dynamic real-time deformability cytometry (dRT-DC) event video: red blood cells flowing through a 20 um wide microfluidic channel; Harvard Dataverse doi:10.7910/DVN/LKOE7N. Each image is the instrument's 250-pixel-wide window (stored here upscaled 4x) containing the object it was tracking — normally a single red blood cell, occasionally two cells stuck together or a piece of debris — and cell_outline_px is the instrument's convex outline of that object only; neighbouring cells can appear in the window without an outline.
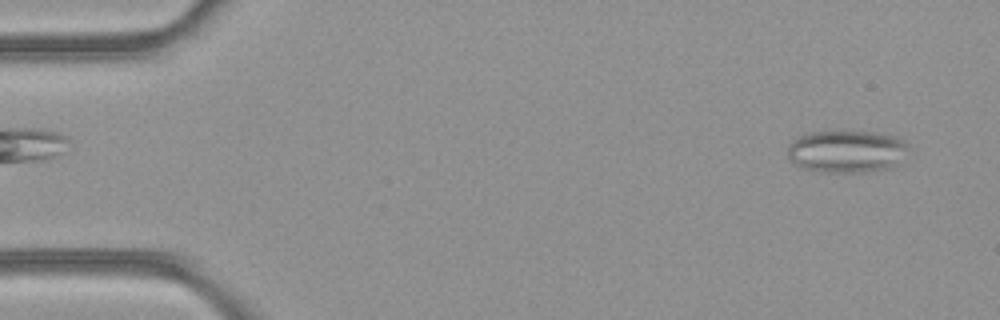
{"species": "common noctule bat (a hibernating species)", "species_latin": "Nyctalus noctula", "temperature_condition": "room temperature", "stored_images_in_passage": 5, "camera_frame_rate_fps": 3000, "um_per_image_px": 0.085, "animal": {"sex": "female", "body_mass_g": 21.9}, "frame": {"image": 1, "passage_image": 5, "time_ms": 1.333, "image_size_px": [1000, 320], "cell_outline_px": [[908, 148], [888, 168], [864, 172], [820, 172], [804, 168], [788, 160], [788, 144], [796, 136], [812, 132], [872, 132], [892, 136], [904, 140], [908, 144]], "centroid_in_image_um": [71.86, 12.86], "position_along_channel_um": 13.1, "area_um2": 29.36}}